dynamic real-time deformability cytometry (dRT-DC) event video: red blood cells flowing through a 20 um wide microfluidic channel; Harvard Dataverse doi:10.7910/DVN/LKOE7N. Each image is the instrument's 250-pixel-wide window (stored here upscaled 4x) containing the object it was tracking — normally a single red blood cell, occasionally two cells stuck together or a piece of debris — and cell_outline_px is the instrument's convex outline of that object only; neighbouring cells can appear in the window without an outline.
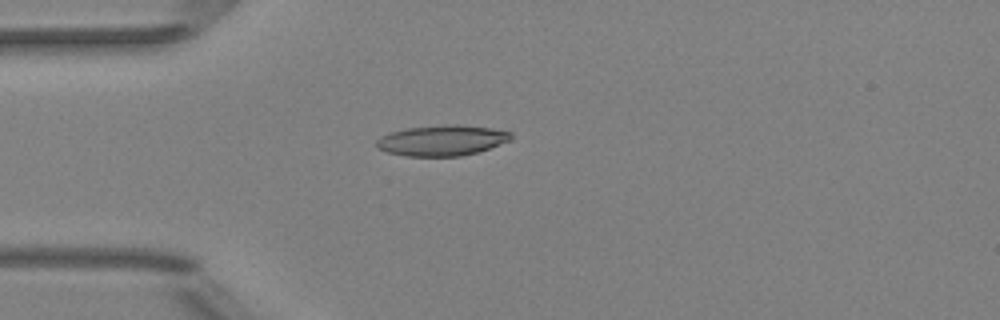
{"species": "Egyptian fruit bat (a non-hibernating species)", "species_latin": "Rousettus aegyptiacus", "temperature_condition": "room temperature", "stored_images_in_passage": 5, "camera_frame_rate_fps": 3000, "um_per_image_px": 0.085, "animal": {"sex": "female"}, "frame": {"image": 1, "passage_image": 5, "time_ms": 4.667, "image_size_px": [1000, 320], "cell_outline_px": [[512, 140], [476, 152], [460, 156], [408, 156], [388, 152], [376, 148], [376, 140], [380, 136], [404, 128], [448, 124], [456, 124], [492, 128], [512, 132]], "centroid_in_image_um": [37.56, 11.92], "position_along_channel_um": 47.4, "area_um2": 23.99}}